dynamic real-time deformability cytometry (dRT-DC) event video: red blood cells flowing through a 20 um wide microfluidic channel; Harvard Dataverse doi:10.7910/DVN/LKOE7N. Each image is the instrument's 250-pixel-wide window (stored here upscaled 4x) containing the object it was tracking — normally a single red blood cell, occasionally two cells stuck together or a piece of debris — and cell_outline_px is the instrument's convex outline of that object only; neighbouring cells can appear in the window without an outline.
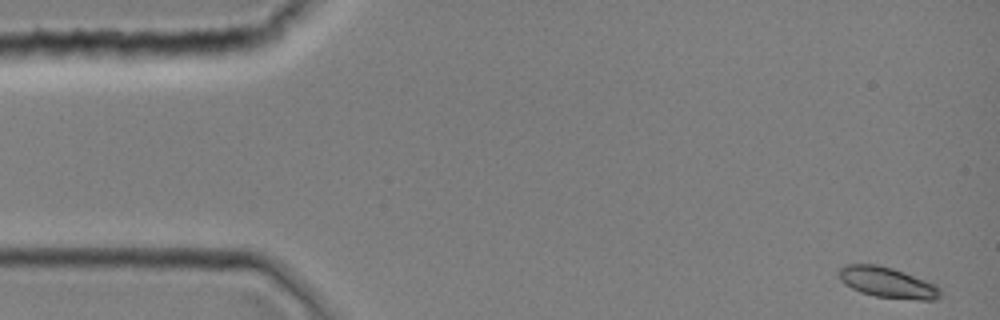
{"species": "common noctule bat (a hibernating species)", "species_latin": "Nyctalus noctula", "temperature_condition": "room temperature", "stored_images_in_passage": 10, "camera_frame_rate_fps": 3000, "um_per_image_px": 0.085, "animal": {"sex": "female", "body_mass_g": 19.0, "forearm_length_mm": 51.5}, "frame": {"image": 1, "passage_image": 1, "time_ms": 0.0, "image_size_px": [1000, 320], "cell_outline_px": [[940, 296], [936, 300], [916, 300], [876, 296], [860, 292], [844, 284], [840, 280], [836, 272], [836, 268], [844, 264], [876, 264], [892, 268], [904, 272], [936, 284], [940, 288]], "centroid_in_image_um": [75.38, 24.0], "position_along_channel_um": 9.6, "area_um2": 18.38}}
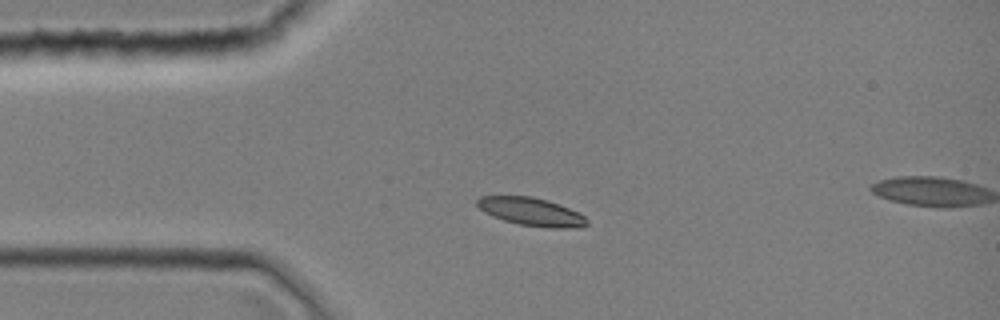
{"frame": {"image": 2, "passage_image": 9, "time_ms": 2.667, "image_size_px": [1000, 320], "cell_outline_px": [[588, 224], [580, 228], [552, 228], [520, 224], [504, 220], [492, 216], [484, 212], [476, 204], [476, 200], [480, 196], [532, 196], [548, 200], [568, 208], [584, 216], [588, 220]], "centroid_in_image_um": [45.16, 17.99], "position_along_channel_um": 39.8, "area_um2": 17.86}}